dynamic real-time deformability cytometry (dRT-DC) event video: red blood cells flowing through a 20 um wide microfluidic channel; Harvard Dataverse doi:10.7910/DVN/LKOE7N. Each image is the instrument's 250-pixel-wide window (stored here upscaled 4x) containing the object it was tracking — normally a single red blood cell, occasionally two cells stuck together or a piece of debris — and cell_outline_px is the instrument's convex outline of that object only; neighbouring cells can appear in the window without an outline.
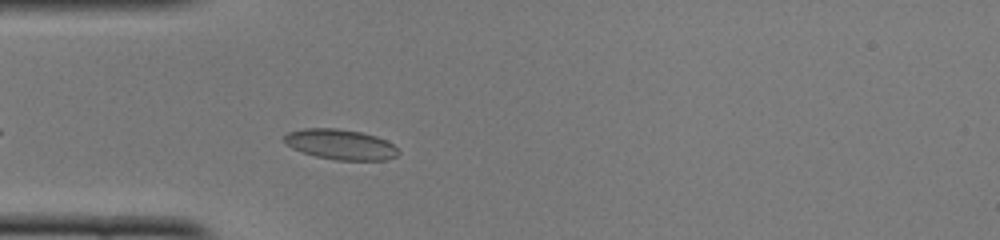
{"species": "common noctule bat (a hibernating species)", "species_latin": "Nyctalus noctula", "temperature_condition": "cold", "stored_images_in_passage": 8, "camera_frame_rate_fps": 3000, "um_per_image_px": 0.085, "animal": {"sex": "female", "body_mass_g": 22.0, "forearm_length_mm": 56.7}, "frame": {"image": 1, "passage_image": 5, "time_ms": 1.333, "image_size_px": [1000, 240], "cell_outline_px": [[400, 152], [396, 156], [384, 160], [336, 160], [316, 156], [292, 148], [284, 140], [284, 136], [288, 132], [304, 128], [336, 128], [360, 132], [376, 136], [392, 144]], "centroid_in_image_um": [28.94, 12.27], "position_along_channel_um": 56.1, "area_um2": 19.88}}